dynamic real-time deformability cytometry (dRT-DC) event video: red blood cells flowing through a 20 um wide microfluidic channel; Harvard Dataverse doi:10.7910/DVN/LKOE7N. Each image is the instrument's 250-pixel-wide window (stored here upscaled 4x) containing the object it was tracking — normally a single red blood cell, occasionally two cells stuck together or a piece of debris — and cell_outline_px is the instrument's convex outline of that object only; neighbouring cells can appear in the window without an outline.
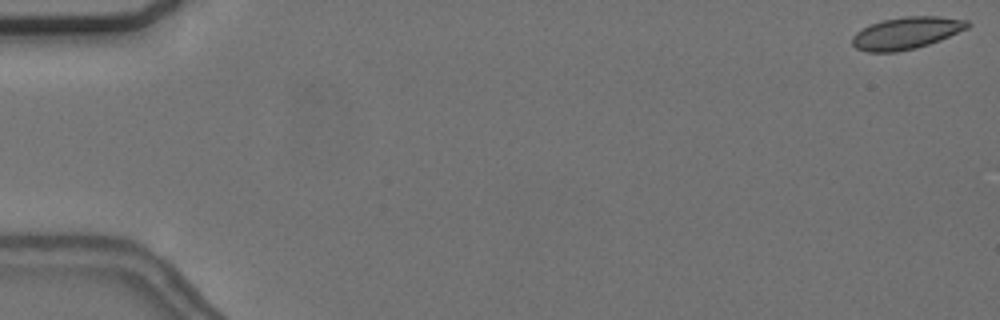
{"species": "common noctule bat (a hibernating species)", "species_latin": "Nyctalus noctula", "temperature_condition": "cold", "stored_images_in_passage": 56, "camera_frame_rate_fps": 3000, "um_per_image_px": 0.085, "animal": {"sex": "female", "body_mass_g": 24.6, "forearm_length_mm": 56.2}, "frame": {"image": 1, "passage_image": 1, "time_ms": 0.0, "image_size_px": [1000, 320], "cell_outline_px": [[972, 24], [968, 28], [940, 40], [916, 48], [896, 52], [868, 52], [856, 48], [852, 44], [852, 36], [856, 32], [872, 24], [884, 20], [904, 16], [940, 16], [968, 20]], "centroid_in_image_um": [77.07, 2.8], "position_along_channel_um": 7.9, "area_um2": 21.5}}
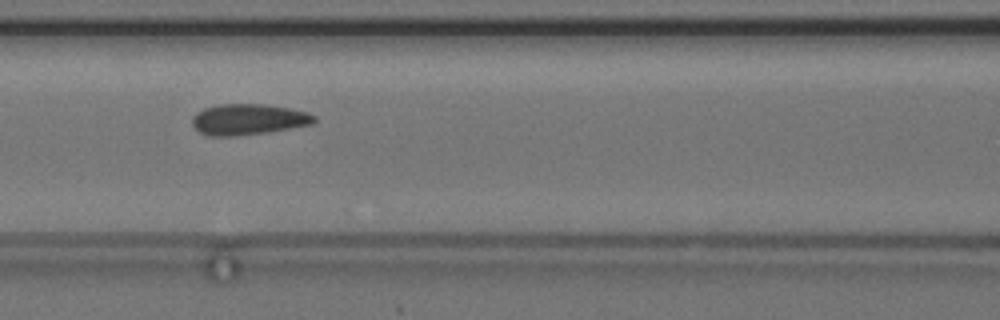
{"frame": {"image": 2, "passage_image": 25, "time_ms": 8.0, "image_size_px": [1000, 320], "cell_outline_px": [[316, 120], [312, 124], [268, 132], [236, 136], [208, 136], [200, 132], [192, 124], [192, 116], [196, 112], [204, 108], [216, 104], [264, 104], [288, 108], [308, 112], [316, 116]], "centroid_in_image_um": [21.08, 10.14], "position_along_channel_um": 145.5, "area_um2": 22.08}}
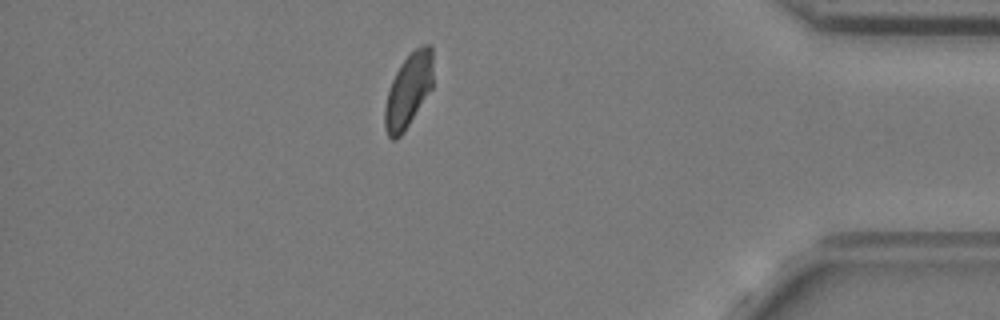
{"frame": {"image": 3, "passage_image": 49, "time_ms": 16.0, "image_size_px": [1000, 320], "cell_outline_px": [[432, 88], [404, 132], [396, 140], [392, 140], [388, 136], [384, 128], [384, 108], [388, 92], [392, 80], [400, 64], [416, 48], [424, 44], [432, 44]], "centroid_in_image_um": [34.7, 7.71], "position_along_channel_um": 400.5, "area_um2": 20.75}, "authors_computed_cell_mechanics": {"area_um2": 21.5016, "velocity_mm_per_s": 3.6556, "shape_relaxation_time_tau1_ms": null, "shape_relaxation_time_tau2_ms": 1.1697, "deformation_change_tau1": null, "deformation_change_tau2": 0.0381}}